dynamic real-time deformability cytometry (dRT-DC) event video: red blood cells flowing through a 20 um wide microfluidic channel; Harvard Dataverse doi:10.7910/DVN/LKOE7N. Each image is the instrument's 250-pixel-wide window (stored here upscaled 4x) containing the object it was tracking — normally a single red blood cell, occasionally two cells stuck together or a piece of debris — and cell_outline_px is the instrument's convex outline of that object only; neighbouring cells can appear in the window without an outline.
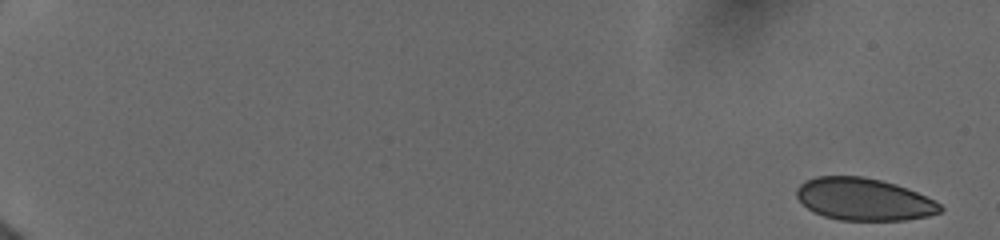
{"species": "human", "species_latin": "Homo sapiens", "temperature_condition": "cold", "stored_images_in_passage": 6, "camera_frame_rate_fps": 3000, "um_per_image_px": 0.085, "donor": {"sex": "female"}, "frame": {"image": 1, "passage_image": 1, "time_ms": 0.0, "image_size_px": [1000, 240], "cell_outline_px": [[944, 208], [940, 212], [928, 216], [904, 220], [840, 220], [824, 216], [808, 208], [796, 196], [796, 188], [804, 180], [816, 176], [864, 176], [896, 184], [916, 192], [940, 204]], "centroid_in_image_um": [73.4, 16.93], "position_along_channel_um": 11.6, "area_um2": 35.2}}